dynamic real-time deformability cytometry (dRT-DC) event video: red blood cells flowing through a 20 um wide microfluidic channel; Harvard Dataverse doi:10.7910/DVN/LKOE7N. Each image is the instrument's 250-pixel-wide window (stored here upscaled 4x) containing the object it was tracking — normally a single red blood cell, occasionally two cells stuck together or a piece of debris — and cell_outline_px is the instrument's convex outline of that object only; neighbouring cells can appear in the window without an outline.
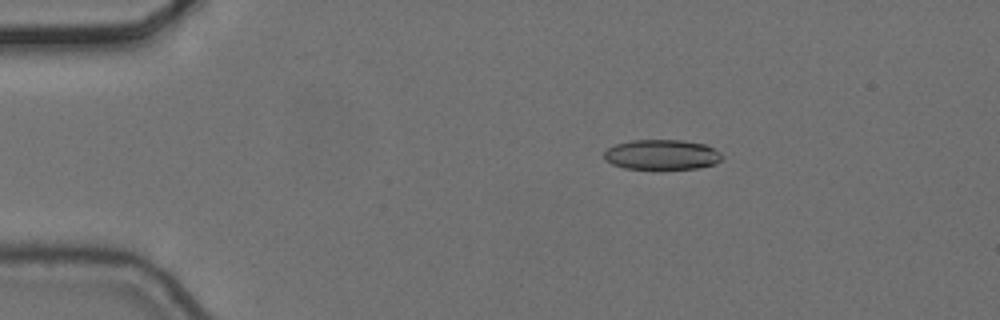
{"species": "common noctule bat (a hibernating species)", "species_latin": "Nyctalus noctula", "temperature_condition": "cold", "stored_images_in_passage": 5, "camera_frame_rate_fps": 3000, "um_per_image_px": 0.085, "animal": {"sex": "female", "body_mass_g": 24.6, "forearm_length_mm": 56.2}, "frame": {"image": 1, "passage_image": 3, "time_ms": 0.667, "image_size_px": [1000, 320], "cell_outline_px": [[724, 156], [720, 160], [712, 164], [700, 168], [624, 168], [612, 164], [604, 160], [604, 152], [608, 148], [616, 144], [632, 140], [684, 140], [704, 144], [720, 152]], "centroid_in_image_um": [56.24, 13.13], "position_along_channel_um": 28.8, "area_um2": 20.46}}
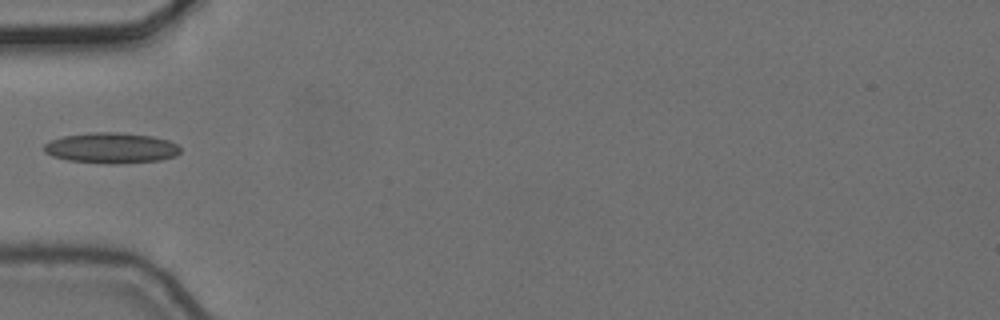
{"frame": {"image": 2, "passage_image": 5, "time_ms": 1.333, "image_size_px": [1000, 320], "cell_outline_px": [[180, 152], [176, 156], [160, 160], [116, 164], [108, 164], [68, 160], [52, 156], [44, 152], [44, 144], [52, 140], [64, 136], [92, 132], [120, 132], [152, 136], [168, 140], [176, 144], [180, 148]], "centroid_in_image_um": [9.46, 12.58], "position_along_channel_um": 75.5, "area_um2": 24.33}}